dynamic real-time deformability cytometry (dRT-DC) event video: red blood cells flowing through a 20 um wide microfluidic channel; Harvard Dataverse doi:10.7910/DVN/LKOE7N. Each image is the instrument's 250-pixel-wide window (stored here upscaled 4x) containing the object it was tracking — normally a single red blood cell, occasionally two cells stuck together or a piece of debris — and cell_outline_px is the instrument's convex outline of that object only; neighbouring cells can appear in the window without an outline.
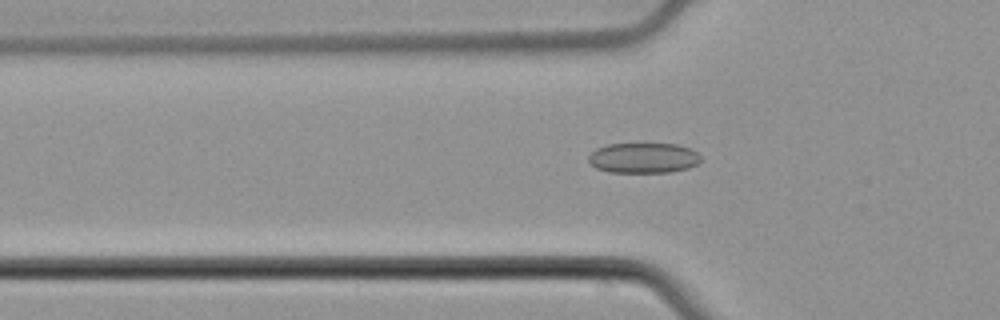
{"species": "common noctule bat (a hibernating species)", "species_latin": "Nyctalus noctula", "temperature_condition": "cold", "stored_images_in_passage": 42, "camera_frame_rate_fps": 3000, "um_per_image_px": 0.085, "animal": {"sex": "male", "body_mass_g": 21.5, "forearm_length_mm": 52.0}, "frame": {"image": 1, "passage_image": 6, "time_ms": 1.667, "image_size_px": [1000, 320], "cell_outline_px": [[700, 160], [696, 164], [688, 168], [668, 172], [608, 172], [596, 168], [588, 160], [588, 156], [596, 148], [608, 144], [676, 144], [692, 148], [700, 156]], "centroid_in_image_um": [54.68, 13.42], "position_along_channel_um": 71.1, "area_um2": 19.77}}
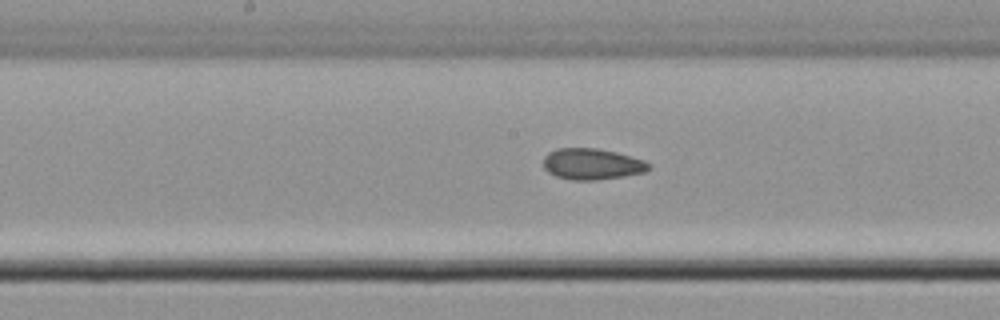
{"frame": {"image": 2, "passage_image": 16, "time_ms": 5.0, "image_size_px": [1000, 320], "cell_outline_px": [[652, 168], [644, 172], [624, 176], [596, 180], [572, 180], [556, 176], [548, 172], [544, 168], [544, 156], [548, 152], [556, 148], [596, 148], [616, 152], [644, 160], [652, 164]], "centroid_in_image_um": [50.33, 13.94], "position_along_channel_um": 197.9, "area_um2": 19.25}}
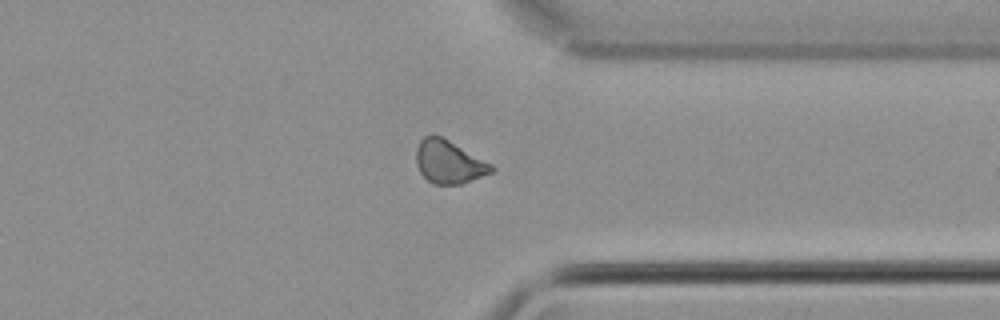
{"frame": {"image": 3, "passage_image": 30, "time_ms": 9.667, "image_size_px": [1000, 320], "cell_outline_px": [[496, 168], [492, 172], [460, 184], [432, 184], [420, 172], [416, 164], [416, 148], [420, 140], [424, 136], [432, 132], [448, 140], [492, 164]], "centroid_in_image_um": [38.12, 13.74], "position_along_channel_um": 373.3, "area_um2": 18.84}, "authors_computed_cell_mechanics": {"area_um2": 18.9006, "velocity_mm_per_s": 3.8134, "shape_relaxation_time_tau1_ms": null, "shape_relaxation_time_tau2_ms": 5.2382, "deformation_change_tau1": null, "deformation_change_tau2": 0.1109}}